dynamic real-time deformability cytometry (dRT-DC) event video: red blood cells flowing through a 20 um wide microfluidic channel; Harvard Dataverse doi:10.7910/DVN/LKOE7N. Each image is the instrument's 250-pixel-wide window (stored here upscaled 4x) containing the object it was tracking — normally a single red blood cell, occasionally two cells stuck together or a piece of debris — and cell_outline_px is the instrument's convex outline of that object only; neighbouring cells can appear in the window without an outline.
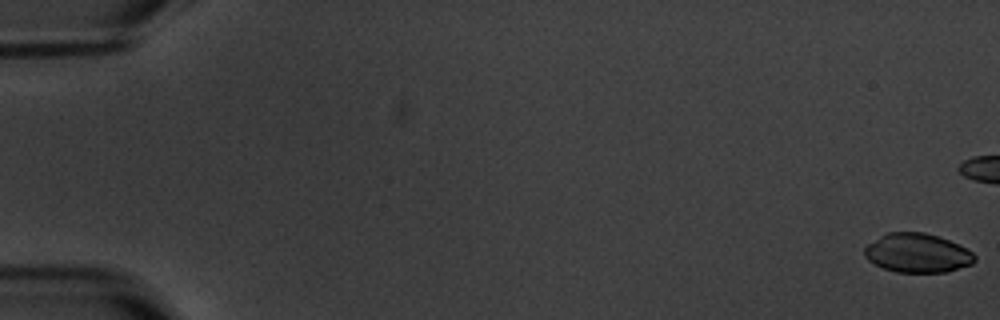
{"species": "common noctule bat (a hibernating species)", "species_latin": "Nyctalus noctula", "temperature_condition": "warm", "stored_images_in_passage": 8, "camera_frame_rate_fps": 3000, "um_per_image_px": 0.085, "animal": {"sex": "male", "body_mass_g": 20.1, "forearm_length_mm": 53.5}, "frame": {"image": 1, "passage_image": 1, "time_ms": 0.0, "image_size_px": [1000, 320], "cell_outline_px": [[976, 260], [972, 264], [948, 272], [896, 272], [884, 268], [868, 260], [864, 256], [864, 248], [868, 244], [880, 236], [888, 232], [924, 232], [948, 240], [972, 252], [976, 256]], "centroid_in_image_um": [77.97, 21.51], "position_along_channel_um": 7.0, "area_um2": 24.91}}